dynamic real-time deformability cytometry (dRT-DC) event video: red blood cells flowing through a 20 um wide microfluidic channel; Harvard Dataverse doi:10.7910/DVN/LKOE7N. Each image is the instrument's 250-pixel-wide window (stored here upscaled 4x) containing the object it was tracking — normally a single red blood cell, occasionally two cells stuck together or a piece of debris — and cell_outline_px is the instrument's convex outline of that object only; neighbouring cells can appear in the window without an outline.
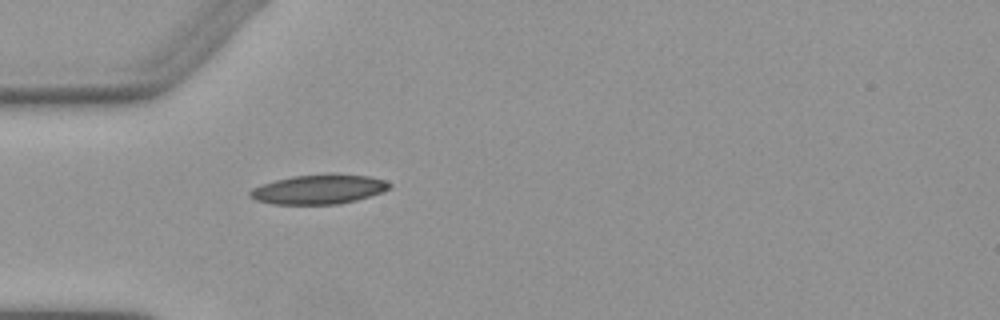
{"species": "Egyptian fruit bat (a non-hibernating species)", "species_latin": "Rousettus aegyptiacus", "temperature_condition": "warm", "stored_images_in_passage": 1, "camera_frame_rate_fps": 3000, "um_per_image_px": 0.085, "animal": {"sex": "female"}, "frame": {"image": 1, "passage_image": 1, "time_ms": 0.0, "image_size_px": [1000, 320], "cell_outline_px": [[392, 184], [388, 188], [380, 192], [356, 200], [340, 204], [272, 204], [256, 200], [248, 196], [248, 192], [252, 188], [276, 180], [292, 176], [328, 172], [336, 172], [368, 176], [384, 180]], "centroid_in_image_um": [27.08, 16.07], "position_along_channel_um": 57.9, "area_um2": 24.22}}